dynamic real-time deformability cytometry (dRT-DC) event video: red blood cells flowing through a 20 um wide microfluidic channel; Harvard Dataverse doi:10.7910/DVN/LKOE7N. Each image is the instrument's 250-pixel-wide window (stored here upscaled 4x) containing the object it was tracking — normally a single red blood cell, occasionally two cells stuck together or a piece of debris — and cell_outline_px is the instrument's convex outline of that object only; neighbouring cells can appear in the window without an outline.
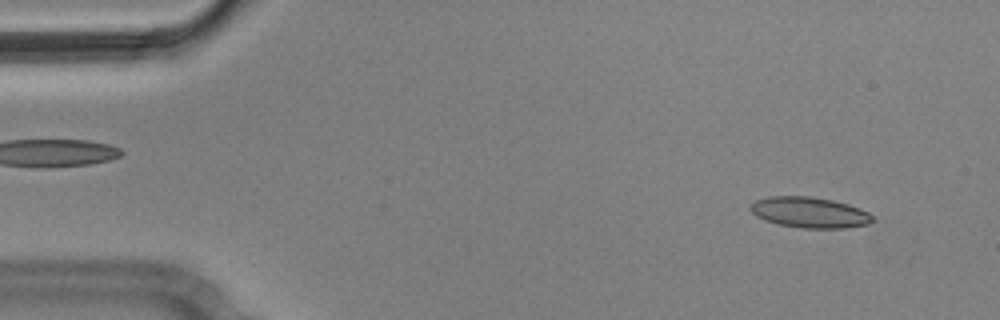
{"species": "Egyptian fruit bat (a non-hibernating species)", "species_latin": "Rousettus aegyptiacus", "temperature_condition": "cold", "stored_images_in_passage": 5, "camera_frame_rate_fps": 3000, "um_per_image_px": 0.085, "animal": {"sex": "male"}, "frame": {"image": 1, "passage_image": 2, "time_ms": 0.333, "image_size_px": [1000, 320], "cell_outline_px": [[876, 220], [868, 224], [844, 228], [804, 228], [780, 224], [764, 220], [756, 216], [748, 208], [756, 200], [768, 196], [812, 196], [832, 200], [848, 204], [860, 208], [868, 212]], "centroid_in_image_um": [68.82, 18.05], "position_along_channel_um": 16.2, "area_um2": 21.91}}
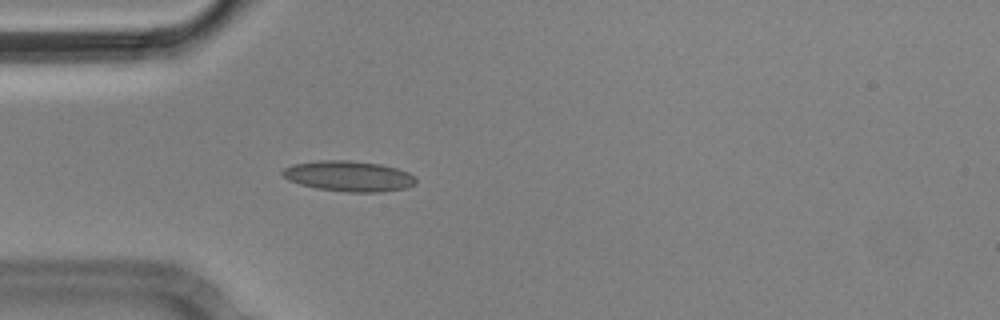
{"frame": {"image": 2, "passage_image": 5, "time_ms": 1.333, "image_size_px": [1000, 320], "cell_outline_px": [[416, 184], [404, 188], [380, 192], [348, 192], [316, 188], [300, 184], [288, 180], [280, 172], [284, 168], [292, 164], [316, 160], [348, 160], [380, 164], [396, 168], [408, 172], [416, 176]], "centroid_in_image_um": [29.63, 14.96], "position_along_channel_um": 55.4, "area_um2": 23.81}}